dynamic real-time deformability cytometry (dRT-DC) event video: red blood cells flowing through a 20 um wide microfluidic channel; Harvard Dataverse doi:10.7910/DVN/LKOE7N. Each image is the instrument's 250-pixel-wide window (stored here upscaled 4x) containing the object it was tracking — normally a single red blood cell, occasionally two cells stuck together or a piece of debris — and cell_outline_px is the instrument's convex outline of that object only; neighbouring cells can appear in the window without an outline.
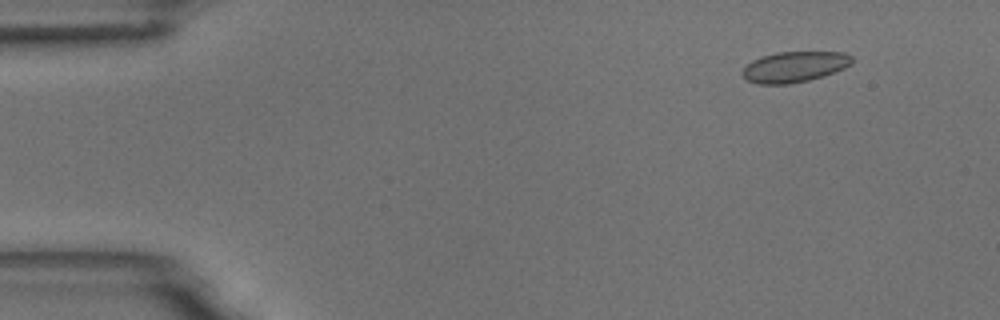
{"species": "common noctule bat (a hibernating species)", "species_latin": "Nyctalus noctula", "temperature_condition": "room temperature", "stored_images_in_passage": 4, "camera_frame_rate_fps": 3000, "um_per_image_px": 0.085, "animal": {"sex": "male", "body_mass_g": 18.8}, "frame": {"image": 1, "passage_image": 1, "time_ms": 0.0, "image_size_px": [1000, 320], "cell_outline_px": [[852, 64], [844, 68], [824, 76], [808, 80], [788, 84], [756, 84], [748, 80], [740, 72], [752, 60], [776, 52], [844, 52], [852, 56]], "centroid_in_image_um": [67.54, 5.68], "position_along_channel_um": 17.5, "area_um2": 19.54}}
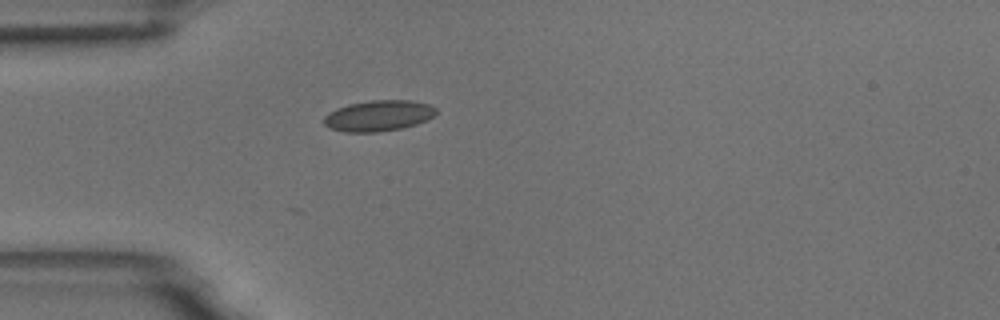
{"frame": {"image": 2, "passage_image": 4, "time_ms": 3.333, "image_size_px": [1000, 320], "cell_outline_px": [[436, 112], [428, 120], [404, 128], [376, 132], [344, 132], [328, 128], [324, 124], [324, 116], [328, 112], [336, 108], [348, 104], [372, 100], [412, 100], [428, 104], [436, 108]], "centroid_in_image_um": [32.15, 9.84], "position_along_channel_um": 52.9, "area_um2": 20.35}}